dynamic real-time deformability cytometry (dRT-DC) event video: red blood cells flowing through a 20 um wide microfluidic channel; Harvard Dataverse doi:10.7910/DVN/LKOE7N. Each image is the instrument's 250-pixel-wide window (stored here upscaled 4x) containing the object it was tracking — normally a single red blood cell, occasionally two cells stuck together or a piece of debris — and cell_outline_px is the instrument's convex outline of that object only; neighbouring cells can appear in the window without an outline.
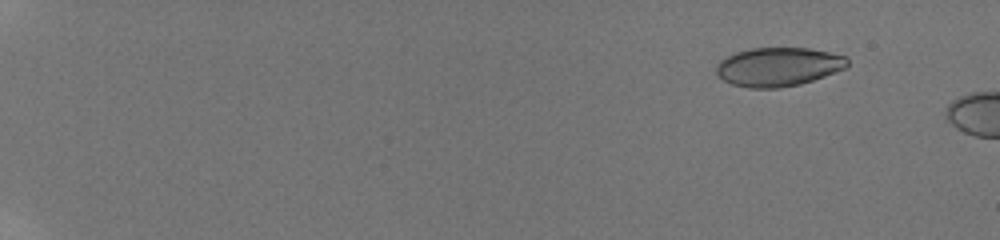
{"species": "human", "species_latin": "Homo sapiens", "temperature_condition": "room temperature", "stored_images_in_passage": 6, "camera_frame_rate_fps": 3000, "um_per_image_px": 0.085, "donor": {"sex": "male"}, "frame": {"image": 1, "passage_image": 3, "time_ms": 1.667, "image_size_px": [1000, 240], "cell_outline_px": [[848, 64], [844, 68], [824, 76], [800, 84], [780, 88], [748, 88], [732, 84], [716, 76], [716, 64], [720, 60], [736, 52], [752, 48], [808, 48], [828, 52], [844, 56], [848, 60]], "centroid_in_image_um": [66.11, 5.68], "position_along_channel_um": 18.9, "area_um2": 29.54}}